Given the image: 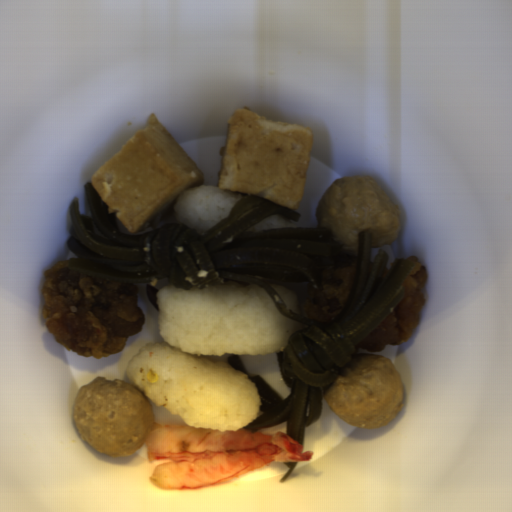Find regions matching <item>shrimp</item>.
I'll return each mask as SVG.
<instances>
[{"label": "shrimp", "instance_id": "shrimp-1", "mask_svg": "<svg viewBox=\"0 0 512 512\" xmlns=\"http://www.w3.org/2000/svg\"><path fill=\"white\" fill-rule=\"evenodd\" d=\"M149 463L162 460L149 478L162 491L213 488L275 463L310 461L287 432L214 431L186 422L153 421L144 443Z\"/></svg>", "mask_w": 512, "mask_h": 512}]
</instances>
